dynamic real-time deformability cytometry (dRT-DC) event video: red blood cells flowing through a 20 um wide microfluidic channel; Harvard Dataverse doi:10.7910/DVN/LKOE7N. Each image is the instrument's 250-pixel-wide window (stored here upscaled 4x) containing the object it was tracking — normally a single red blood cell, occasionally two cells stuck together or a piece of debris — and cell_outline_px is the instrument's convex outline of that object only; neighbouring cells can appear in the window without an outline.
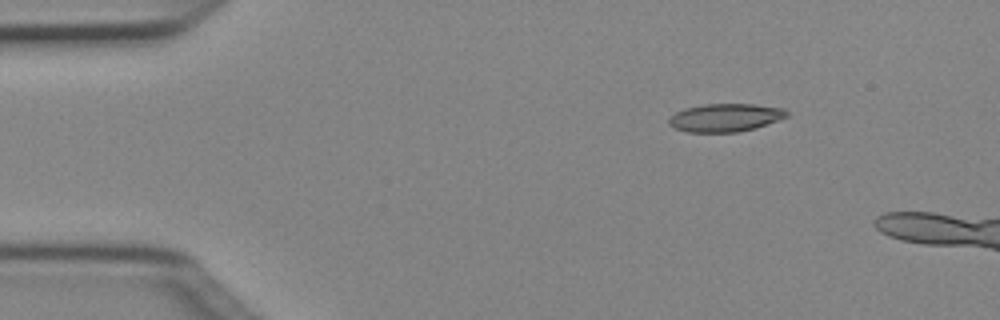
{"species": "Egyptian fruit bat (a non-hibernating species)", "species_latin": "Rousettus aegyptiacus", "temperature_condition": "cold", "stored_images_in_passage": 6, "camera_frame_rate_fps": 3000, "um_per_image_px": 0.085, "animal": {"sex": "female"}, "frame": {"image": 1, "passage_image": 1, "time_ms": 0.0, "image_size_px": [1000, 320], "cell_outline_px": [[788, 116], [780, 120], [756, 128], [740, 132], [688, 132], [676, 128], [668, 124], [668, 120], [676, 112], [684, 108], [704, 104], [756, 104], [784, 108], [788, 112]], "centroid_in_image_um": [61.69, 9.99], "position_along_channel_um": 23.3, "area_um2": 19.42}}